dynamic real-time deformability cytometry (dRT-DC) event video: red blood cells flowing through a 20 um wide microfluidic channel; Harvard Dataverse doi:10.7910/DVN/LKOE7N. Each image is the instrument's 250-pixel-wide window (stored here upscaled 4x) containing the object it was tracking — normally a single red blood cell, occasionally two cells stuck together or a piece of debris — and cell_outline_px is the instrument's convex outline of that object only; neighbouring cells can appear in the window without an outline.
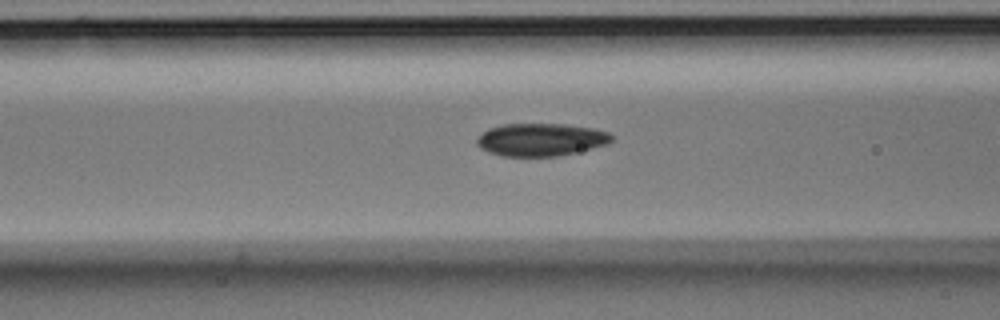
{"species": "Egyptian fruit bat (a non-hibernating species)", "species_latin": "Rousettus aegyptiacus", "temperature_condition": "room temperature", "stored_images_in_passage": 41, "camera_frame_rate_fps": 3000, "um_per_image_px": 0.085, "animal": {"sex": "male"}, "frame": {"image": 1, "passage_image": 20, "time_ms": 6.333, "image_size_px": [1000, 320], "cell_outline_px": [[612, 140], [608, 144], [576, 152], [556, 156], [500, 156], [488, 152], [480, 148], [476, 144], [476, 140], [488, 128], [504, 124], [564, 124], [596, 128], [608, 132], [612, 136]], "centroid_in_image_um": [45.97, 11.87], "position_along_channel_um": 120.6, "area_um2": 25.72}}
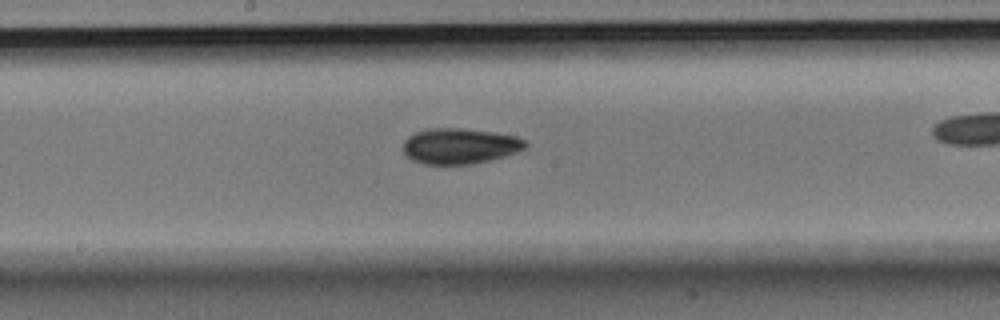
{"frame": {"image": 2, "passage_image": 27, "time_ms": 8.667, "image_size_px": [1000, 320], "cell_outline_px": [[528, 144], [524, 148], [516, 152], [504, 156], [472, 164], [424, 164], [412, 160], [404, 152], [404, 140], [408, 136], [416, 132], [428, 128], [464, 128], [492, 132], [516, 136], [528, 140]], "centroid_in_image_um": [39.09, 12.4], "position_along_channel_um": 209.1, "area_um2": 25.37}}
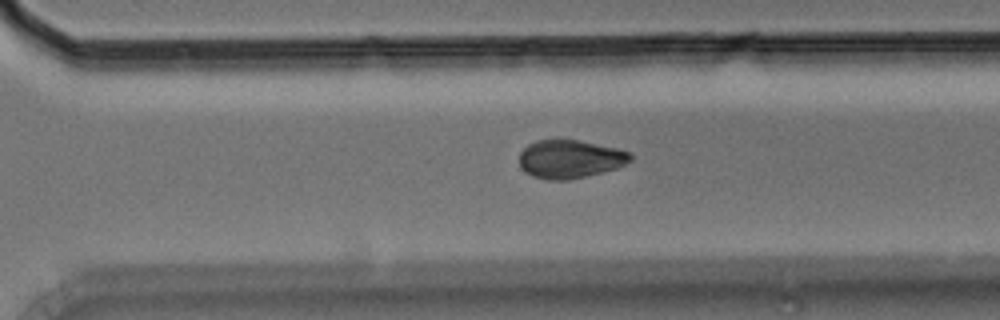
{"frame": {"image": 3, "passage_image": 36, "time_ms": 11.667, "image_size_px": [1000, 320], "cell_outline_px": [[632, 160], [616, 168], [568, 180], [548, 180], [532, 176], [520, 168], [520, 152], [528, 144], [536, 140], [560, 136], [580, 140], [616, 148], [632, 152]], "centroid_in_image_um": [48.42, 13.47], "position_along_channel_um": 322.2, "area_um2": 25.37}}